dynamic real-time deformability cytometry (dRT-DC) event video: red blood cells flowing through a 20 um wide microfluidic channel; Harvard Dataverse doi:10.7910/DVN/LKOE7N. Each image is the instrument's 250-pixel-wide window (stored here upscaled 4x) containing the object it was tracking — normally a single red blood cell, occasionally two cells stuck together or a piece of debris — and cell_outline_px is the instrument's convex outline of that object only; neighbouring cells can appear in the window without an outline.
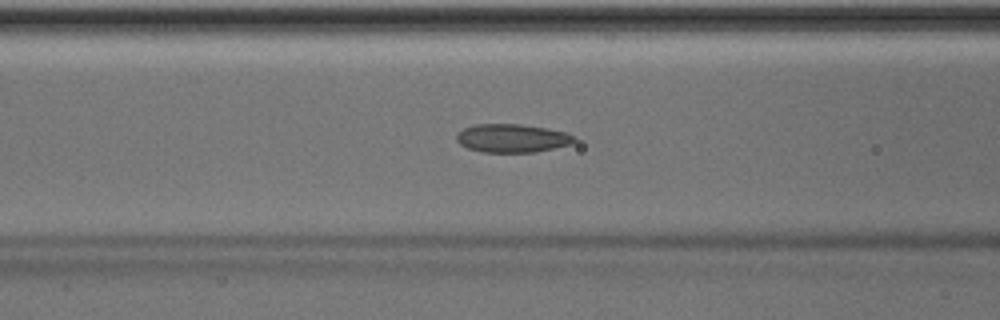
{"species": "Egyptian fruit bat (a non-hibernating species)", "species_latin": "Rousettus aegyptiacus", "temperature_condition": "room temperature", "stored_images_in_passage": 50, "camera_frame_rate_fps": 3000, "um_per_image_px": 0.085, "animal": {"sex": "male"}, "frame": {"image": 1, "passage_image": 20, "time_ms": 6.333, "image_size_px": [1000, 320], "cell_outline_px": [[576, 140], [572, 144], [536, 152], [484, 152], [468, 148], [460, 144], [456, 140], [456, 136], [464, 128], [476, 124], [520, 124], [548, 128], [564, 132], [572, 136]], "centroid_in_image_um": [43.53, 11.75], "position_along_channel_um": 123.1, "area_um2": 19.36}}
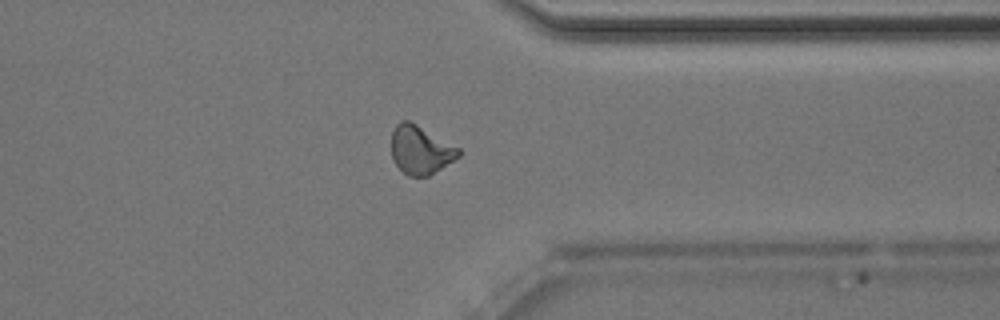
{"frame": {"image": 2, "passage_image": 39, "time_ms": 12.667, "image_size_px": [1000, 320], "cell_outline_px": [[460, 156], [428, 176], [408, 176], [392, 160], [392, 132], [396, 124], [400, 120], [408, 120], [416, 124], [460, 148]], "centroid_in_image_um": [35.73, 12.73], "position_along_channel_um": 375.7, "area_um2": 18.79}}
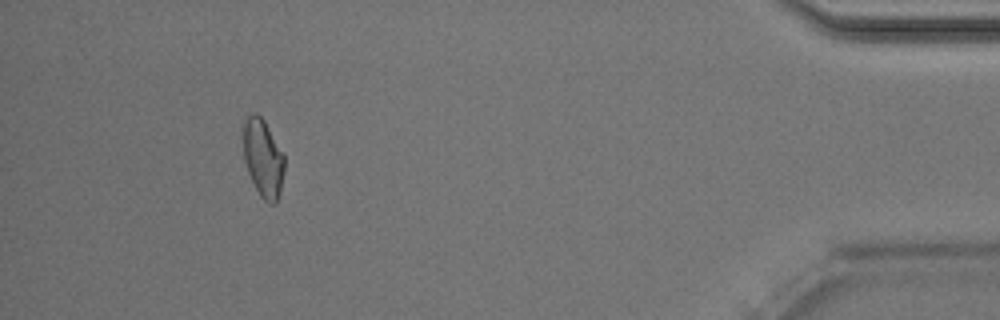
{"frame": {"image": 3, "passage_image": 46, "time_ms": 15.0, "image_size_px": [1000, 320], "cell_outline_px": [[284, 172], [280, 192], [276, 204], [268, 204], [260, 196], [248, 172], [244, 160], [244, 120], [252, 112], [256, 112], [264, 120], [284, 152]], "centroid_in_image_um": [22.38, 13.44], "position_along_channel_um": 412.8, "area_um2": 18.79}, "authors_computed_cell_mechanics": {"area_um2": 19.1318, "velocity_mm_per_s": 4.0392, "shape_relaxation_time_tau1_ms": 5.9822, "shape_relaxation_time_tau2_ms": 2.5499, "deformation_change_tau1": 0.1231, "deformation_change_tau2": 0.0802}}